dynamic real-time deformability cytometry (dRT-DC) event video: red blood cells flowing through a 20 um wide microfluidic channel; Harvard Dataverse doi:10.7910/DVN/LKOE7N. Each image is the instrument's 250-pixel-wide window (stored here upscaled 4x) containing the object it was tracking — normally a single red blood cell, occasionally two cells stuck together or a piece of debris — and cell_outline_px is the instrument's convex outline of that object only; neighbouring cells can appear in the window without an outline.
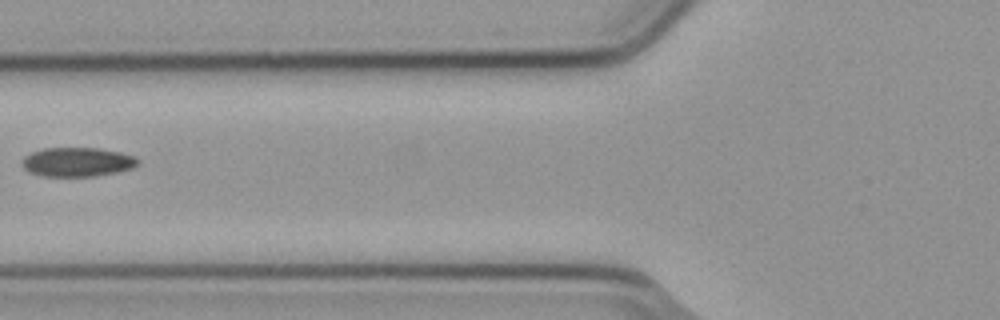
{"species": "common noctule bat (a hibernating species)", "species_latin": "Nyctalus noctula", "temperature_condition": "cold", "stored_images_in_passage": 6, "camera_frame_rate_fps": 3000, "um_per_image_px": 0.085, "animal": {"sex": "male", "body_mass_g": 23.1, "forearm_length_mm": 52.7}, "frame": {"image": 1, "passage_image": 6, "time_ms": 1.667, "image_size_px": [1000, 320], "cell_outline_px": [[140, 160], [132, 168], [116, 172], [96, 176], [40, 176], [28, 172], [20, 164], [24, 156], [32, 152], [44, 148], [100, 148], [120, 152], [132, 156]], "centroid_in_image_um": [6.52, 13.77], "position_along_channel_um": 119.3, "area_um2": 19.71}}